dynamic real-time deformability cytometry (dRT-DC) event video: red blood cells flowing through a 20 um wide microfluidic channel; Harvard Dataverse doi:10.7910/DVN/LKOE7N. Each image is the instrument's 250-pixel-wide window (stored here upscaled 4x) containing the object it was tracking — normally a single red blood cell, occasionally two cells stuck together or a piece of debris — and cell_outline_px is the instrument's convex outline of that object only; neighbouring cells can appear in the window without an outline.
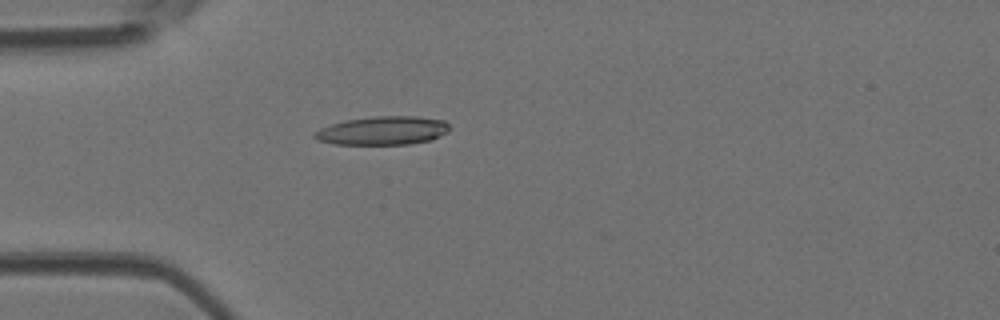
{"species": "Egyptian fruit bat (a non-hibernating species)", "species_latin": "Rousettus aegyptiacus", "temperature_condition": "room temperature", "stored_images_in_passage": 4, "camera_frame_rate_fps": 3000, "um_per_image_px": 0.085, "animal": {"sex": "female"}, "frame": {"image": 1, "passage_image": 4, "time_ms": 1.0, "image_size_px": [1000, 320], "cell_outline_px": [[452, 128], [448, 132], [432, 140], [408, 144], [336, 144], [316, 140], [312, 136], [320, 128], [344, 120], [372, 116], [416, 116], [444, 120]], "centroid_in_image_um": [32.56, 11.09], "position_along_channel_um": 52.4, "area_um2": 22.6}}